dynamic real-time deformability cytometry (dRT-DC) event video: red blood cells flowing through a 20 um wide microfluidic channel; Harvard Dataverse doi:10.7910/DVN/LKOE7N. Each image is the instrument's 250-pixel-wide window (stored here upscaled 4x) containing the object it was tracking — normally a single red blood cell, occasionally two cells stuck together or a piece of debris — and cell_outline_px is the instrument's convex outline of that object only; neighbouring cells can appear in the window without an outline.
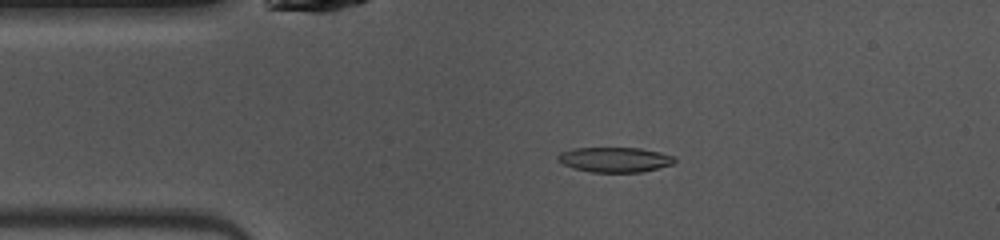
{"species": "common noctule bat (a hibernating species)", "species_latin": "Nyctalus noctula", "temperature_condition": "warm", "stored_images_in_passage": 48, "camera_frame_rate_fps": 3000, "um_per_image_px": 0.085, "animal": {"sex": "female", "body_mass_g": 10.0, "forearm_length_mm": 53.1}, "frame": {"image": 1, "passage_image": 9, "time_ms": 2.667, "image_size_px": [1000, 240], "cell_outline_px": [[676, 160], [672, 164], [640, 172], [592, 172], [572, 168], [564, 164], [556, 156], [560, 152], [572, 148], [640, 148], [660, 152], [676, 156]], "centroid_in_image_um": [52.26, 13.56], "position_along_channel_um": 32.7, "area_um2": 16.94}}
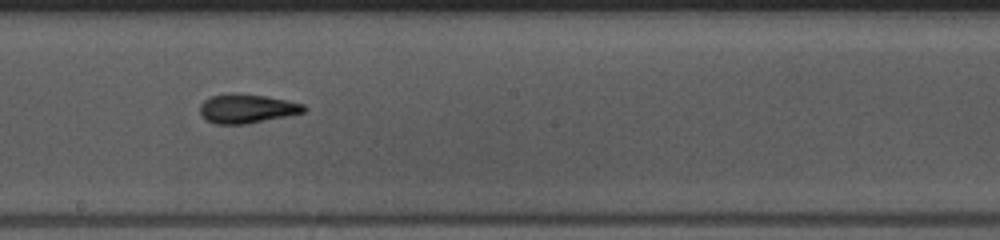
{"frame": {"image": 2, "passage_image": 25, "time_ms": 8.0, "image_size_px": [1000, 240], "cell_outline_px": [[308, 108], [304, 112], [288, 116], [248, 124], [216, 124], [208, 120], [200, 112], [200, 104], [204, 100], [212, 96], [232, 92], [264, 96], [288, 100], [304, 104]], "centroid_in_image_um": [21.02, 9.23], "position_along_channel_um": 227.2, "area_um2": 17.69}}
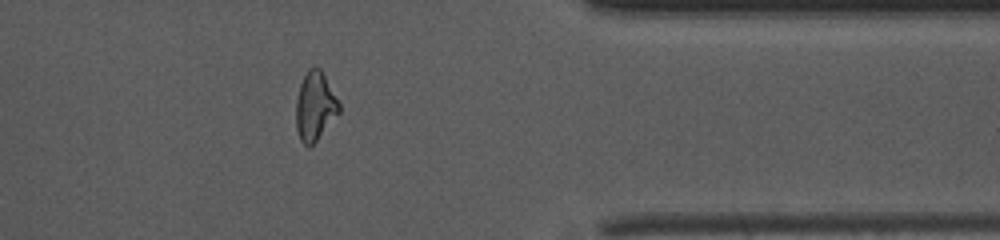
{"frame": {"image": 3, "passage_image": 38, "time_ms": 12.333, "image_size_px": [1000, 240], "cell_outline_px": [[340, 112], [316, 140], [308, 148], [300, 140], [296, 128], [296, 100], [300, 84], [308, 68], [320, 68], [340, 104]], "centroid_in_image_um": [26.76, 9.04], "position_along_channel_um": 384.6, "area_um2": 16.99}, "authors_computed_cell_mechanics": {"area_um2": 17.051, "velocity_mm_per_s": 4.0638, "shape_relaxation_time_tau1_ms": 6.2124, "shape_relaxation_time_tau2_ms": 4.4057, "deformation_change_tau1": 0.2064, "deformation_change_tau2": 0.1407}}